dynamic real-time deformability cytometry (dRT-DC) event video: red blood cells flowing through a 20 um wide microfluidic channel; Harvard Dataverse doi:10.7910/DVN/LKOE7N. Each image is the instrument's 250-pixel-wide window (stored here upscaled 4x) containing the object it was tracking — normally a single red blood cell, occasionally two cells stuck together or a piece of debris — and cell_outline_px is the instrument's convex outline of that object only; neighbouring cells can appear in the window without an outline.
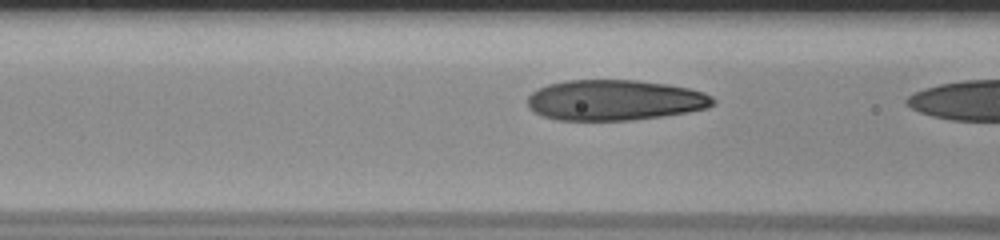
{"species": "human", "species_latin": "Homo sapiens", "temperature_condition": "room temperature", "stored_images_in_passage": 16, "camera_frame_rate_fps": 3000, "um_per_image_px": 0.085, "donor": {"sex": "male"}, "frame": {"image": 1, "passage_image": 15, "time_ms": 4.667, "image_size_px": [1000, 240], "cell_outline_px": [[716, 104], [708, 108], [688, 112], [632, 120], [556, 120], [540, 116], [528, 108], [528, 96], [532, 92], [548, 84], [568, 80], [636, 80], [668, 84], [688, 88], [704, 92], [712, 96], [716, 100]], "centroid_in_image_um": [52.26, 8.51], "position_along_channel_um": 114.3, "area_um2": 44.1}}